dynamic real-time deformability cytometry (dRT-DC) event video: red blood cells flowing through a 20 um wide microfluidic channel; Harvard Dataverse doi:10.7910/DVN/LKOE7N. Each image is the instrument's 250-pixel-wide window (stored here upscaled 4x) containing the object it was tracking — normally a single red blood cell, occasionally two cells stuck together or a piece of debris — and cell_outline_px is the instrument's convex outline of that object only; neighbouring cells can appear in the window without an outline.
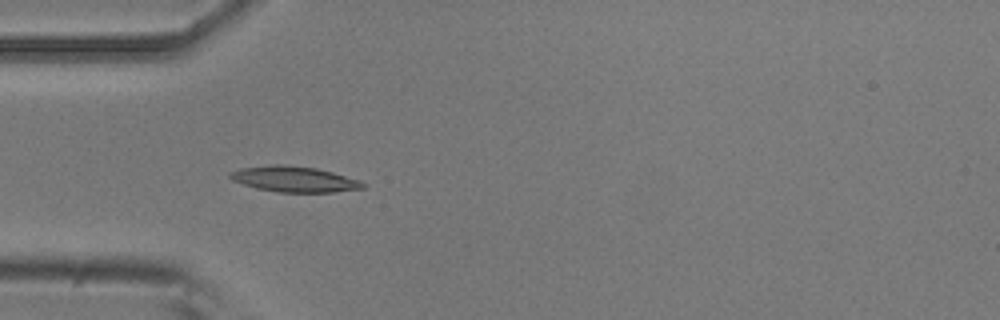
{"species": "common noctule bat (a hibernating species)", "species_latin": "Nyctalus noctula", "temperature_condition": "room temperature", "stored_images_in_passage": 2, "camera_frame_rate_fps": 3000, "um_per_image_px": 0.085, "animal": {"sex": "male", "body_mass_g": 20.5, "forearm_length_mm": 52.5}, "frame": {"image": 1, "passage_image": 1, "time_ms": 0.0, "image_size_px": [1000, 320], "cell_outline_px": [[364, 188], [332, 192], [276, 192], [256, 188], [232, 180], [228, 176], [228, 172], [240, 168], [272, 164], [284, 164], [316, 168], [332, 172], [360, 180], [364, 184]], "centroid_in_image_um": [24.97, 15.22], "position_along_channel_um": 60.0, "area_um2": 19.88}}
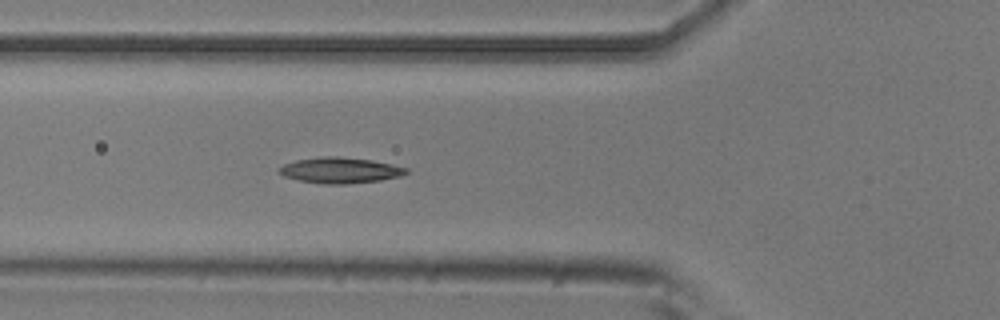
{"frame": {"image": 2, "passage_image": 2, "time_ms": 0.333, "image_size_px": [1000, 320], "cell_outline_px": [[408, 172], [400, 176], [380, 180], [344, 184], [324, 184], [300, 180], [284, 176], [280, 172], [280, 168], [284, 164], [296, 160], [320, 156], [336, 156], [372, 160], [392, 164], [408, 168]], "centroid_in_image_um": [28.93, 14.46], "position_along_channel_um": 96.9, "area_um2": 18.9}}